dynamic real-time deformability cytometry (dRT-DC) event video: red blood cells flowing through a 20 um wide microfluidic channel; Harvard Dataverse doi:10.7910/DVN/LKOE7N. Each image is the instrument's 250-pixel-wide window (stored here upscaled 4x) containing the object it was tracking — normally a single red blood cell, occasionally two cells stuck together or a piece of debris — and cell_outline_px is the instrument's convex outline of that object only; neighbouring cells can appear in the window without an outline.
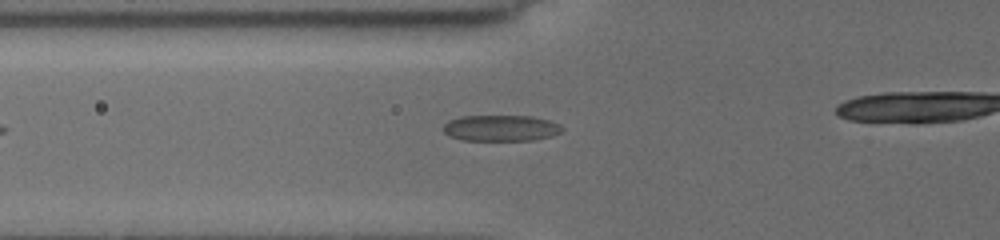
{"species": "common noctule bat (a hibernating species)", "species_latin": "Nyctalus noctula", "temperature_condition": "cold", "stored_images_in_passage": 7, "camera_frame_rate_fps": 3000, "um_per_image_px": 0.085, "animal": {"sex": "female", "body_mass_g": 19.5, "forearm_length_mm": 54.1}, "frame": {"image": 1, "passage_image": 2, "time_ms": 0.333, "image_size_px": [1000, 240], "cell_outline_px": [[564, 128], [560, 132], [548, 136], [532, 140], [464, 140], [452, 136], [444, 132], [444, 124], [448, 120], [460, 116], [532, 116], [548, 120], [560, 124]], "centroid_in_image_um": [42.57, 10.87], "position_along_channel_um": 83.2, "area_um2": 17.86}}